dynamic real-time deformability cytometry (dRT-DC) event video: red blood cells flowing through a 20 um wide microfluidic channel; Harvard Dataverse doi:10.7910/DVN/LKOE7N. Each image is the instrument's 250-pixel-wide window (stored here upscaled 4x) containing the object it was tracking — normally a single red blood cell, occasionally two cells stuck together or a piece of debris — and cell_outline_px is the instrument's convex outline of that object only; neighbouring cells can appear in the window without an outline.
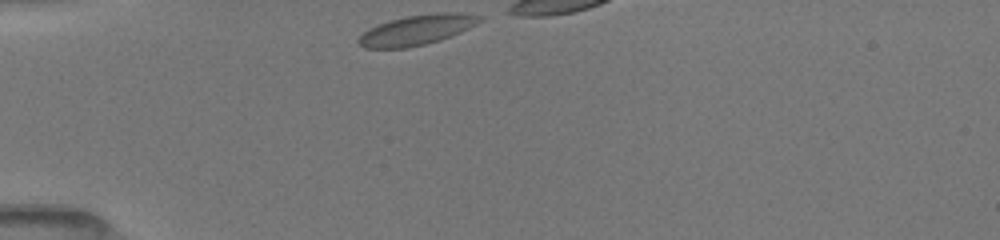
{"species": "common noctule bat (a hibernating species)", "species_latin": "Nyctalus noctula", "temperature_condition": "room temperature", "stored_images_in_passage": 11, "camera_frame_rate_fps": 3000, "um_per_image_px": 0.085, "animal": {"sex": "female", "body_mass_g": 19.5, "forearm_length_mm": 54.1}, "frame": {"image": 1, "passage_image": 1, "time_ms": 0.0, "image_size_px": [1000, 240], "cell_outline_px": [[484, 20], [460, 32], [440, 40], [408, 48], [364, 48], [356, 40], [368, 28], [404, 16], [436, 12], [460, 12], [484, 16]], "centroid_in_image_um": [35.47, 2.53], "position_along_channel_um": 49.5, "area_um2": 21.27}}
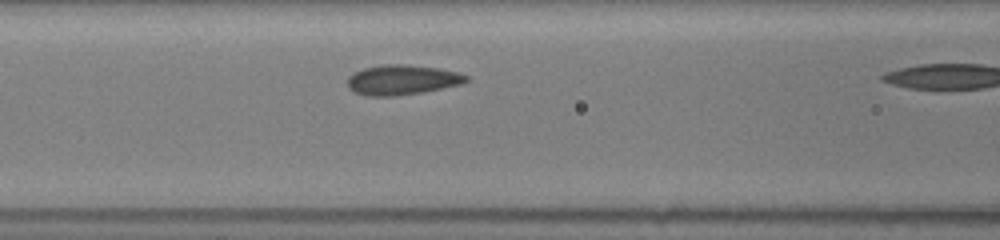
{"frame": {"image": 2, "passage_image": 10, "time_ms": 2.667, "image_size_px": [1000, 240], "cell_outline_px": [[468, 80], [464, 84], [424, 92], [392, 96], [364, 96], [352, 92], [348, 88], [348, 76], [364, 68], [384, 64], [404, 64], [440, 68], [460, 72], [468, 76]], "centroid_in_image_um": [34.2, 6.79], "position_along_channel_um": 132.4, "area_um2": 21.04}}